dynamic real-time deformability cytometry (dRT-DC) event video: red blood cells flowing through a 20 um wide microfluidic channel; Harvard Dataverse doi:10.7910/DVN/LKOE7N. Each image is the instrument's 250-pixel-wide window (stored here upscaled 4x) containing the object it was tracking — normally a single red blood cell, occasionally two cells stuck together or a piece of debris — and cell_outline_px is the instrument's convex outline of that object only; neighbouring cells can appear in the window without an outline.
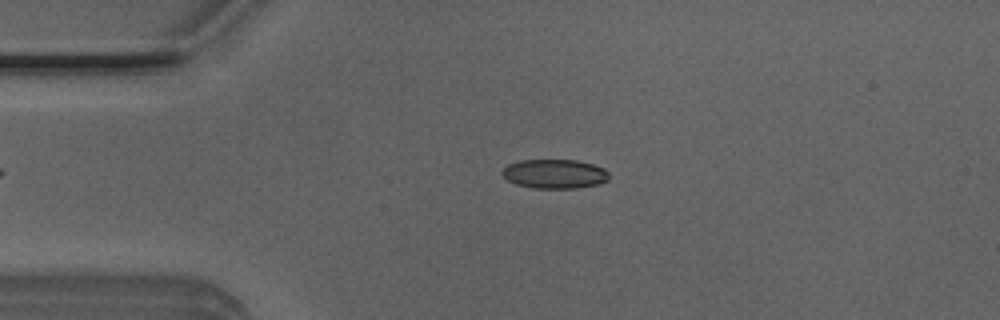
{"species": "Egyptian fruit bat (a non-hibernating species)", "species_latin": "Rousettus aegyptiacus", "temperature_condition": "room temperature", "stored_images_in_passage": 49, "camera_frame_rate_fps": 3000, "um_per_image_px": 0.085, "animal": {"sex": "male"}, "frame": {"image": 1, "passage_image": 11, "time_ms": 3.333, "image_size_px": [1000, 320], "cell_outline_px": [[608, 180], [596, 184], [576, 188], [532, 188], [516, 184], [508, 180], [500, 172], [508, 164], [520, 160], [576, 160], [592, 164], [604, 168], [608, 172]], "centroid_in_image_um": [47.12, 14.77], "position_along_channel_um": 37.9, "area_um2": 18.09}}
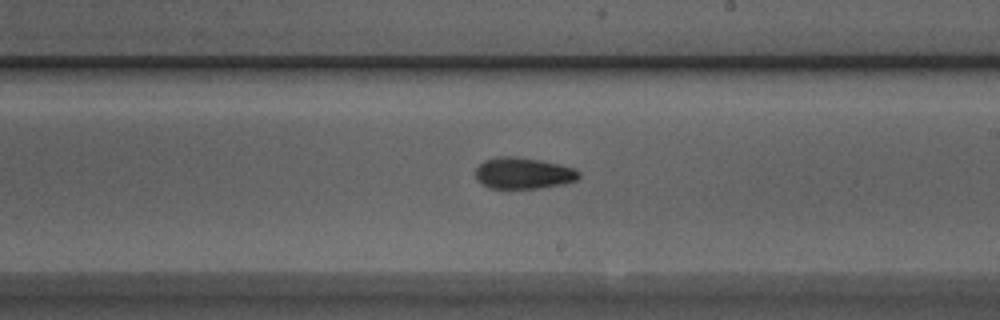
{"frame": {"image": 2, "passage_image": 29, "time_ms": 9.333, "image_size_px": [1000, 320], "cell_outline_px": [[580, 176], [576, 180], [564, 184], [540, 188], [488, 188], [480, 184], [476, 180], [476, 168], [484, 160], [496, 156], [516, 156], [540, 160], [560, 164], [576, 168], [580, 172]], "centroid_in_image_um": [44.47, 14.72], "position_along_channel_um": 244.5, "area_um2": 19.19}}
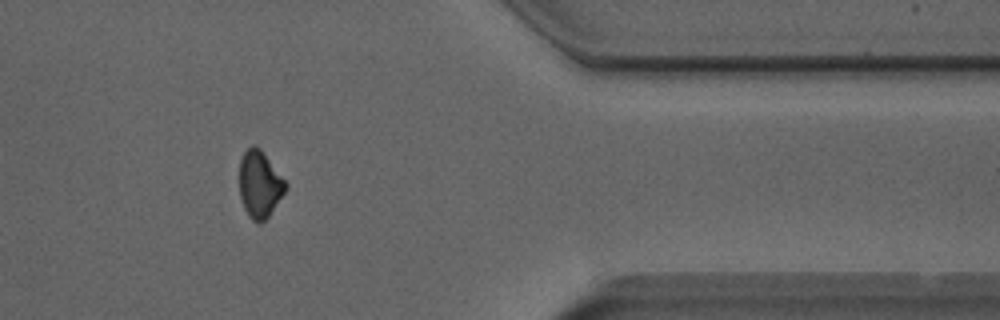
{"frame": {"image": 3, "passage_image": 42, "time_ms": 13.667, "image_size_px": [1000, 320], "cell_outline_px": [[288, 188], [268, 216], [260, 224], [256, 224], [248, 216], [244, 208], [240, 196], [240, 160], [244, 152], [252, 144], [256, 144], [260, 148], [288, 184]], "centroid_in_image_um": [22.07, 15.67], "position_along_channel_um": 389.3, "area_um2": 18.03}, "authors_computed_cell_mechanics": {"area_um2": 18.4382, "velocity_mm_per_s": 3.9076, "shape_relaxation_time_tau1_ms": 7.4319, "shape_relaxation_time_tau2_ms": 4.29, "deformation_change_tau1": 0.1451, "deformation_change_tau2": 0.0921}}